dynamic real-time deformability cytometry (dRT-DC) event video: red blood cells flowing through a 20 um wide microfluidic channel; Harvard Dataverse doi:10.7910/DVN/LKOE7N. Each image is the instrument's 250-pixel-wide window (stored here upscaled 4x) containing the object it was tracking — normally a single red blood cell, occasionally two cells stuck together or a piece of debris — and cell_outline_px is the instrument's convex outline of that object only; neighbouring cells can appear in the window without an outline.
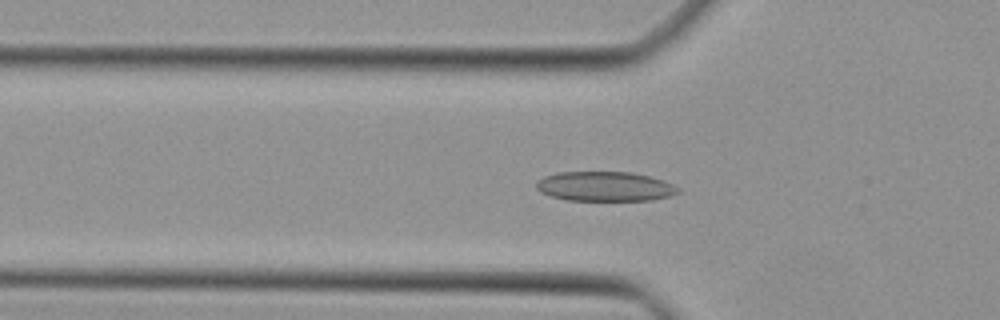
{"species": "Egyptian fruit bat (a non-hibernating species)", "species_latin": "Rousettus aegyptiacus", "temperature_condition": "cold", "stored_images_in_passage": 30, "camera_frame_rate_fps": 3000, "um_per_image_px": 0.085, "animal": {"sex": "female"}, "frame": {"image": 1, "passage_image": 2, "time_ms": 0.333, "image_size_px": [1000, 320], "cell_outline_px": [[680, 192], [672, 196], [648, 200], [568, 200], [552, 196], [540, 192], [536, 188], [536, 180], [544, 176], [556, 172], [632, 172], [648, 176], [672, 184], [680, 188]], "centroid_in_image_um": [51.39, 15.84], "position_along_channel_um": 74.4, "area_um2": 24.45}}
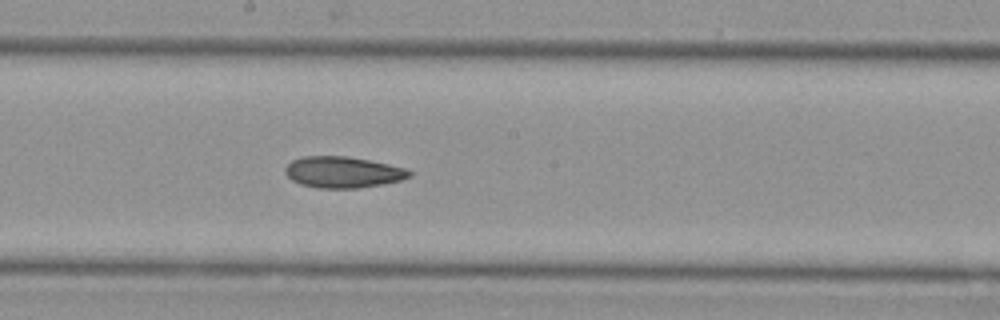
{"frame": {"image": 2, "passage_image": 12, "time_ms": 3.667, "image_size_px": [1000, 320], "cell_outline_px": [[412, 176], [400, 180], [380, 184], [356, 188], [316, 188], [300, 184], [292, 180], [284, 172], [284, 168], [292, 160], [304, 156], [348, 156], [388, 164], [404, 168], [412, 172]], "centroid_in_image_um": [29.11, 14.63], "position_along_channel_um": 219.1, "area_um2": 22.48}}
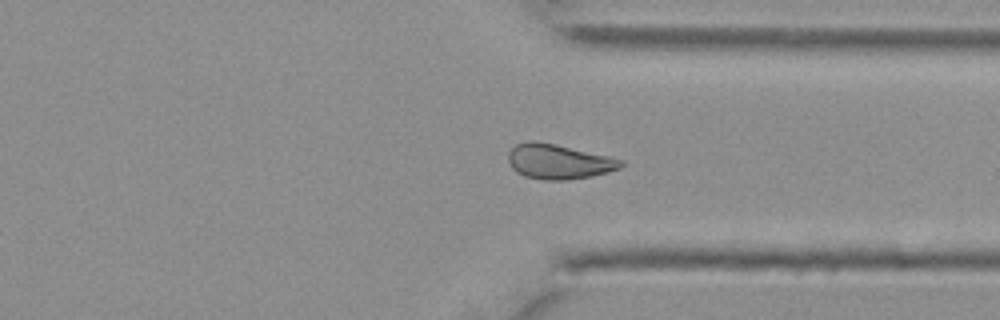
{"frame": {"image": 3, "passage_image": 22, "time_ms": 7.0, "image_size_px": [1000, 320], "cell_outline_px": [[624, 164], [620, 168], [592, 176], [564, 180], [544, 180], [524, 176], [516, 172], [512, 168], [508, 160], [508, 152], [516, 144], [528, 140], [532, 140], [556, 144], [612, 156], [624, 160]], "centroid_in_image_um": [47.49, 13.72], "position_along_channel_um": 363.9, "area_um2": 23.12}}